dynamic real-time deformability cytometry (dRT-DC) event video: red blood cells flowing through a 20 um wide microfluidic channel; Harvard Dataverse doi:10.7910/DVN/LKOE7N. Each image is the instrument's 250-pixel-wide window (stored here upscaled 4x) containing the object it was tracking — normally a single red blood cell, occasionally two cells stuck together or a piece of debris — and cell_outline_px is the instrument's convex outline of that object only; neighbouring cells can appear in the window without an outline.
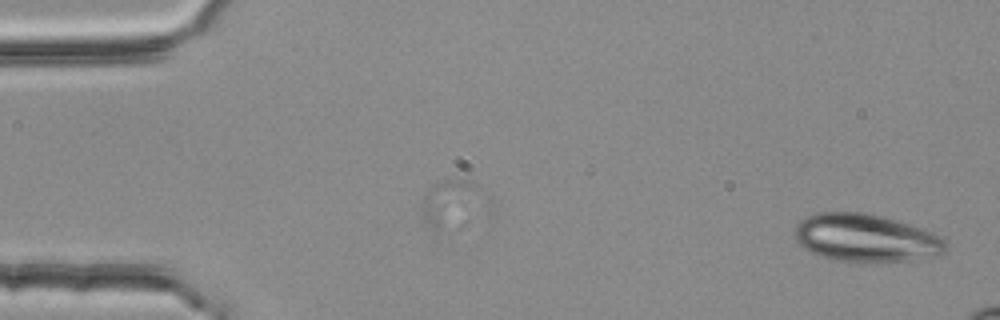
{"species": "common noctule bat (a hibernating species)", "species_latin": "Nyctalus noctula", "temperature_condition": "room temperature", "stored_images_in_passage": 3, "camera_frame_rate_fps": 3000, "um_per_image_px": 0.085, "animal": {"sex": "female", "body_mass_g": 25.1}, "frame": {"image": 1, "passage_image": 1, "time_ms": 0.0, "image_size_px": [1000, 320], "cell_outline_px": [[948, 248], [944, 252], [936, 256], [908, 260], [836, 260], [820, 256], [804, 248], [796, 240], [792, 232], [796, 224], [800, 220], [816, 212], [864, 212], [880, 216], [908, 224], [932, 232], [940, 236], [948, 244]], "centroid_in_image_um": [73.56, 20.2], "position_along_channel_um": 11.4, "area_um2": 41.56}}